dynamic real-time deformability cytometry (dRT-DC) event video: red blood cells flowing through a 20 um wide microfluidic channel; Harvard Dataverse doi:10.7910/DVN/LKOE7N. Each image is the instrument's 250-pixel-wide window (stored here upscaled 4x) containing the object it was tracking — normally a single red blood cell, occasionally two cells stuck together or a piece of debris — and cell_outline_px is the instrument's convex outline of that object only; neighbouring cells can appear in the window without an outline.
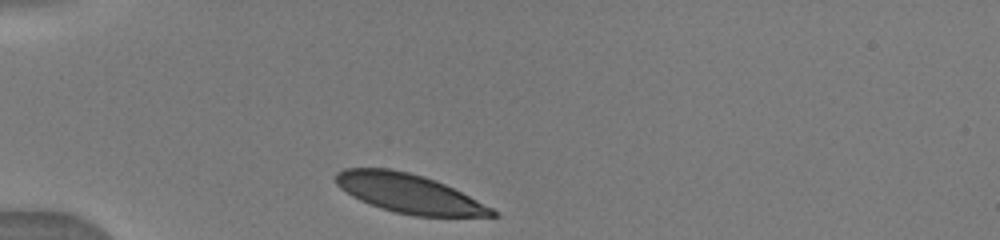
{"species": "human", "species_latin": "Homo sapiens", "temperature_condition": "warm", "stored_images_in_passage": 31, "camera_frame_rate_fps": 3000, "um_per_image_px": 0.085, "donor": {"sex": "male"}, "frame": {"image": 1, "passage_image": 1, "time_ms": 0.0, "image_size_px": [1000, 240], "cell_outline_px": [[500, 216], [416, 216], [396, 212], [380, 208], [360, 200], [352, 196], [340, 188], [336, 184], [336, 172], [344, 168], [388, 168], [408, 172], [424, 176], [444, 184], [492, 208]], "centroid_in_image_um": [34.71, 16.44], "position_along_channel_um": 50.3, "area_um2": 35.08}}
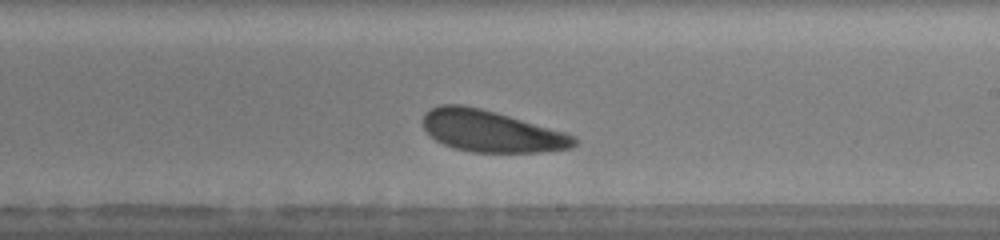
{"frame": {"image": 2, "passage_image": 16, "time_ms": 5.667, "image_size_px": [1000, 240], "cell_outline_px": [[576, 144], [572, 148], [540, 152], [472, 152], [452, 148], [436, 140], [424, 128], [424, 112], [440, 104], [464, 104], [496, 112], [564, 132], [576, 136]], "centroid_in_image_um": [41.75, 11.15], "position_along_channel_um": 247.3, "area_um2": 36.47}}
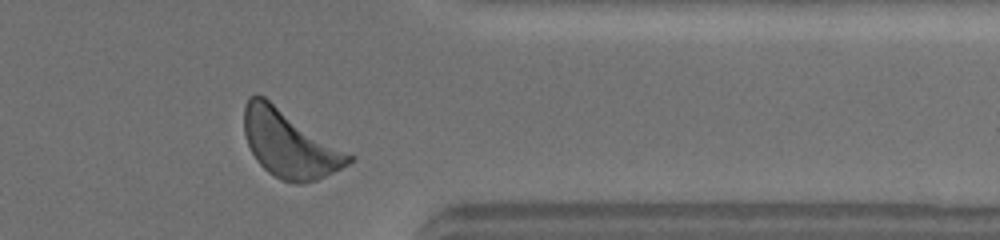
{"frame": {"image": 3, "passage_image": 30, "time_ms": 9.333, "image_size_px": [1000, 240], "cell_outline_px": [[356, 160], [316, 180], [304, 184], [296, 184], [280, 180], [268, 172], [256, 160], [244, 136], [244, 104], [248, 96], [256, 92], [264, 96], [356, 156]], "centroid_in_image_um": [24.61, 12.21], "position_along_channel_um": 386.8, "area_um2": 41.56}}